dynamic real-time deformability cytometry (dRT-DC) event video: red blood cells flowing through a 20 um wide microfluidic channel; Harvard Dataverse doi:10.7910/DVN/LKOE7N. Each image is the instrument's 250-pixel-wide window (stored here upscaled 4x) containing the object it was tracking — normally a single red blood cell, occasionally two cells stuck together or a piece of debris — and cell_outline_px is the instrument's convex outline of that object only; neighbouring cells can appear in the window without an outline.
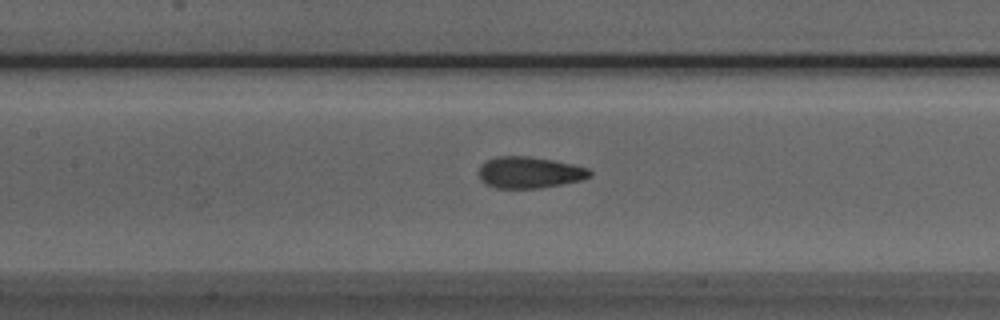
{"species": "Egyptian fruit bat (a non-hibernating species)", "species_latin": "Rousettus aegyptiacus", "temperature_condition": "room temperature", "stored_images_in_passage": 39, "camera_frame_rate_fps": 3000, "um_per_image_px": 0.085, "animal": {"sex": "male"}, "frame": {"image": 1, "passage_image": 11, "time_ms": 3.333, "image_size_px": [1000, 320], "cell_outline_px": [[592, 176], [580, 180], [564, 184], [540, 188], [496, 188], [484, 184], [480, 180], [480, 164], [496, 156], [528, 156], [552, 160], [572, 164], [588, 168], [592, 172]], "centroid_in_image_um": [45.0, 14.66], "position_along_channel_um": 162.4, "area_um2": 20.4}}
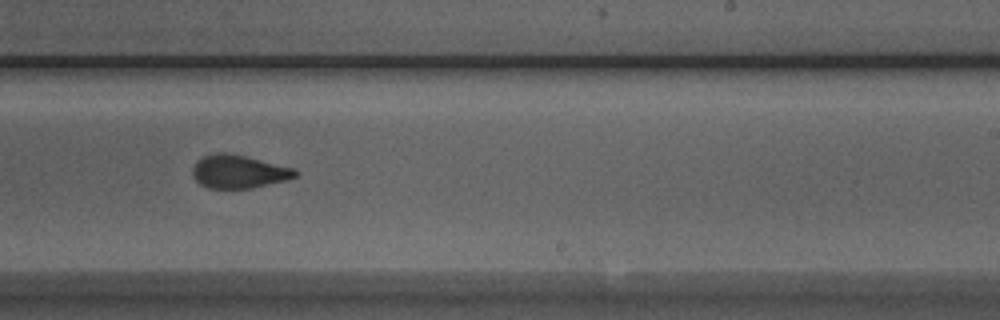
{"frame": {"image": 2, "passage_image": 19, "time_ms": 6.0, "image_size_px": [1000, 320], "cell_outline_px": [[300, 172], [296, 176], [288, 180], [252, 188], [208, 188], [200, 184], [192, 176], [192, 168], [196, 160], [200, 156], [216, 152], [228, 152], [296, 168]], "centroid_in_image_um": [20.28, 14.57], "position_along_channel_um": 268.7, "area_um2": 20.29}}
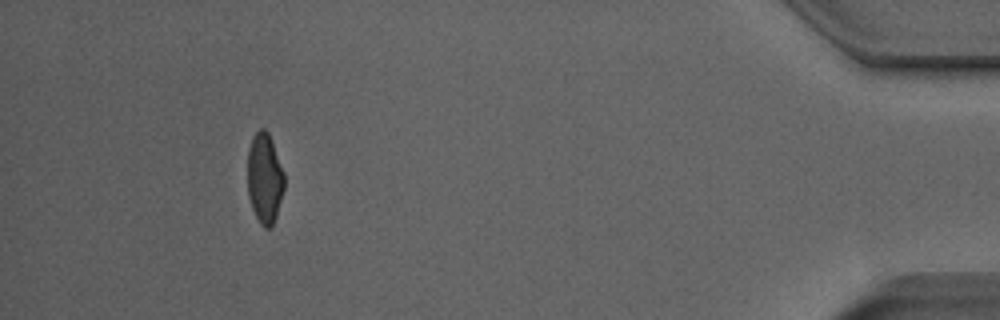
{"frame": {"image": 3, "passage_image": 35, "time_ms": 11.333, "image_size_px": [1000, 320], "cell_outline_px": [[284, 188], [276, 216], [272, 228], [264, 228], [260, 224], [252, 208], [248, 196], [248, 148], [252, 136], [260, 128], [264, 128], [268, 132], [284, 172]], "centroid_in_image_um": [22.49, 15.16], "position_along_channel_um": 412.7, "area_um2": 19.36}, "authors_computed_cell_mechanics": {"area_um2": 20.3456, "velocity_mm_per_s": 3.9947, "shape_relaxation_time_tau1_ms": 4.8283, "shape_relaxation_time_tau2_ms": 1.0187, "deformation_change_tau1": 0.1431, "deformation_change_tau2": 0.0703}}